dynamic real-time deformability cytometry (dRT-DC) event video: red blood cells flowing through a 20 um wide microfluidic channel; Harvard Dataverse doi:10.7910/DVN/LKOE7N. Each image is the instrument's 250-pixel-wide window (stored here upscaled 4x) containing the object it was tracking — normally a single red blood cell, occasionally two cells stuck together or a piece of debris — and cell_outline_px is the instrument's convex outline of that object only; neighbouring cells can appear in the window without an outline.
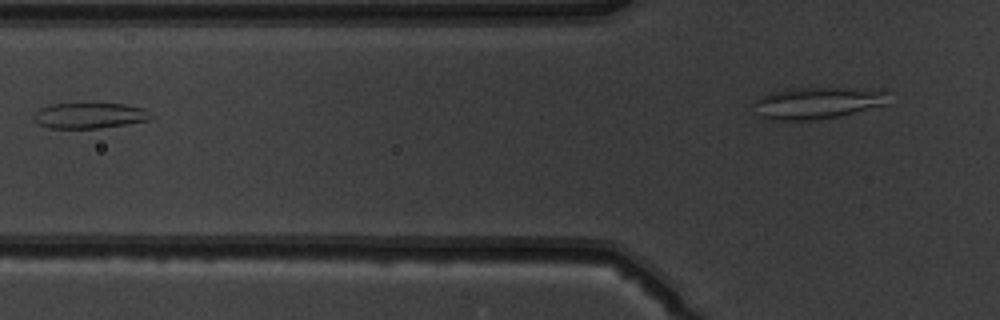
{"species": "common noctule bat (a hibernating species)", "species_latin": "Nyctalus noctula", "temperature_condition": "warm", "stored_images_in_passage": 6, "camera_frame_rate_fps": 3000, "um_per_image_px": 0.085, "animal": {"sex": "male", "body_mass_g": 19.5, "forearm_length_mm": 54.6}, "frame": {"image": 1, "passage_image": 5, "time_ms": 4.667, "image_size_px": [1000, 320], "cell_outline_px": [[156, 116], [148, 120], [128, 124], [100, 128], [48, 128], [40, 124], [32, 116], [40, 108], [52, 104], [80, 100], [96, 100], [124, 104], [144, 108]], "centroid_in_image_um": [7.66, 9.75], "position_along_channel_um": 118.1, "area_um2": 18.73}}